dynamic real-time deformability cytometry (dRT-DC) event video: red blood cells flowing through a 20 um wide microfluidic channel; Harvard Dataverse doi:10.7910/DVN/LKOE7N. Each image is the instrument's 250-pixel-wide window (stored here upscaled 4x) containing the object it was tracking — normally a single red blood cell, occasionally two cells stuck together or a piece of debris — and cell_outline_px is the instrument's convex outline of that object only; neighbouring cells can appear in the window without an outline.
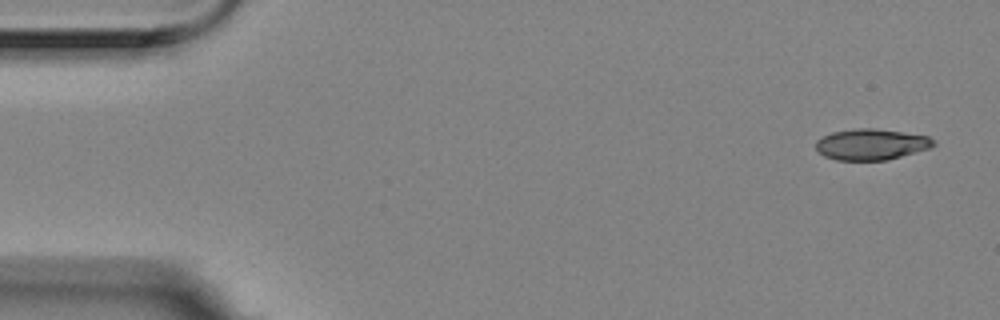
{"species": "Egyptian fruit bat (a non-hibernating species)", "species_latin": "Rousettus aegyptiacus", "temperature_condition": "room temperature", "stored_images_in_passage": 6, "camera_frame_rate_fps": 3000, "um_per_image_px": 0.085, "animal": {"sex": "female"}, "frame": {"image": 1, "passage_image": 1, "time_ms": 0.0, "image_size_px": [1000, 320], "cell_outline_px": [[936, 144], [932, 148], [888, 160], [836, 160], [824, 156], [816, 148], [816, 140], [832, 132], [856, 128], [872, 128], [928, 136], [936, 140]], "centroid_in_image_um": [74.09, 12.28], "position_along_channel_um": 10.9, "area_um2": 21.33}}
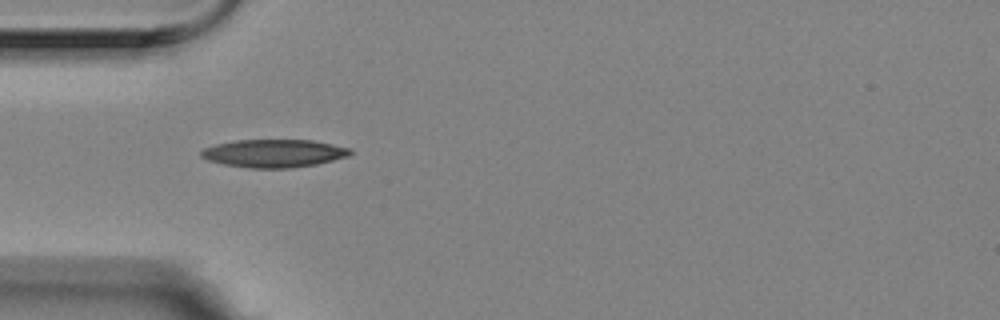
{"frame": {"image": 2, "passage_image": 5, "time_ms": 1.333, "image_size_px": [1000, 320], "cell_outline_px": [[352, 152], [348, 156], [316, 164], [292, 168], [248, 168], [224, 164], [208, 160], [200, 156], [200, 152], [204, 148], [216, 144], [236, 140], [312, 140], [352, 148]], "centroid_in_image_um": [23.28, 13.03], "position_along_channel_um": 61.7, "area_um2": 24.28}}
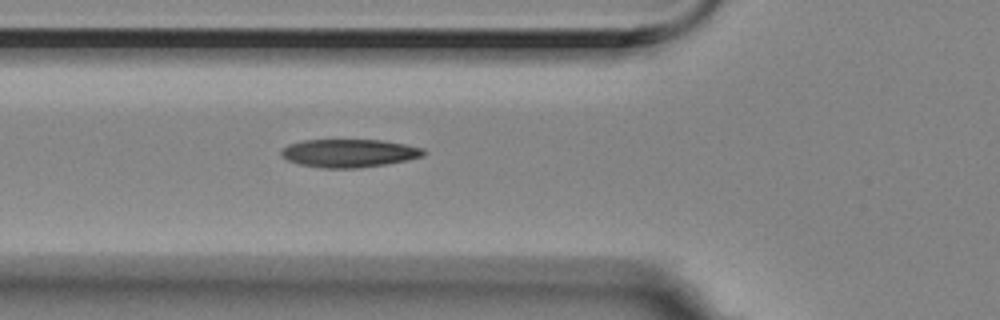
{"frame": {"image": 3, "passage_image": 6, "time_ms": 1.667, "image_size_px": [1000, 320], "cell_outline_px": [[428, 152], [424, 156], [408, 160], [384, 164], [356, 168], [324, 168], [300, 164], [288, 160], [280, 156], [280, 152], [288, 144], [304, 140], [380, 140], [404, 144], [424, 148]], "centroid_in_image_um": [29.69, 13.01], "position_along_channel_um": 96.1, "area_um2": 23.29}}